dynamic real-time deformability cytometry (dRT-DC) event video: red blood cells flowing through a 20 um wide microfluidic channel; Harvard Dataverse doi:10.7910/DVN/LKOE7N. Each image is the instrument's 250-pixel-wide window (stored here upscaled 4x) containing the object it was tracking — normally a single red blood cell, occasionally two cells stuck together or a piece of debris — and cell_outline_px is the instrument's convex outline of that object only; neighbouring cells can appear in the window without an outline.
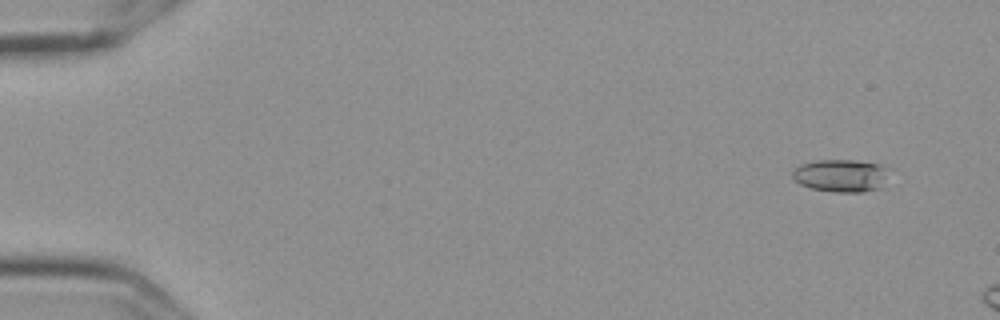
{"species": "Egyptian fruit bat (a non-hibernating species)", "species_latin": "Rousettus aegyptiacus", "temperature_condition": "cold", "stored_images_in_passage": 4, "camera_frame_rate_fps": 3000, "um_per_image_px": 0.085, "frame": {"image": 1, "passage_image": 2, "time_ms": 0.333, "image_size_px": [1000, 320], "cell_outline_px": [[884, 172], [880, 188], [864, 192], [832, 192], [812, 188], [800, 184], [792, 176], [792, 168], [800, 164], [816, 160], [852, 160], [876, 164], [884, 168]], "centroid_in_image_um": [71.35, 14.93], "position_along_channel_um": 13.7, "area_um2": 17.92}}